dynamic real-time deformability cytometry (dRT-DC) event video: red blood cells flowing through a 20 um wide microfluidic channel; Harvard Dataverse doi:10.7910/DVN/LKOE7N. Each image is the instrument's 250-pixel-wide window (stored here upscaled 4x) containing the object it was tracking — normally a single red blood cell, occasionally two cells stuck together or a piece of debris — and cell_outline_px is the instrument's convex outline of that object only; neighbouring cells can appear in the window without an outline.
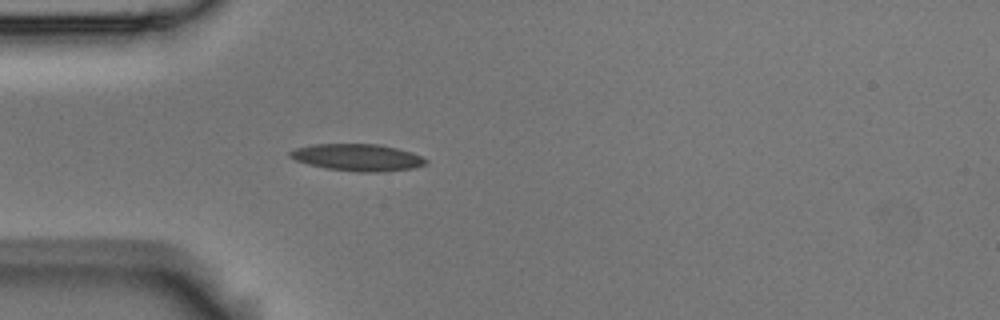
{"species": "Egyptian fruit bat (a non-hibernating species)", "species_latin": "Rousettus aegyptiacus", "temperature_condition": "room temperature", "stored_images_in_passage": 3, "camera_frame_rate_fps": 3000, "um_per_image_px": 0.085, "animal": {"sex": "male"}, "frame": {"image": 1, "passage_image": 3, "time_ms": 0.667, "image_size_px": [1000, 320], "cell_outline_px": [[428, 160], [424, 164], [412, 168], [380, 172], [356, 172], [324, 168], [308, 164], [296, 160], [288, 156], [288, 152], [296, 148], [312, 144], [380, 144], [412, 152]], "centroid_in_image_um": [30.35, 13.38], "position_along_channel_um": 54.6, "area_um2": 21.33}}